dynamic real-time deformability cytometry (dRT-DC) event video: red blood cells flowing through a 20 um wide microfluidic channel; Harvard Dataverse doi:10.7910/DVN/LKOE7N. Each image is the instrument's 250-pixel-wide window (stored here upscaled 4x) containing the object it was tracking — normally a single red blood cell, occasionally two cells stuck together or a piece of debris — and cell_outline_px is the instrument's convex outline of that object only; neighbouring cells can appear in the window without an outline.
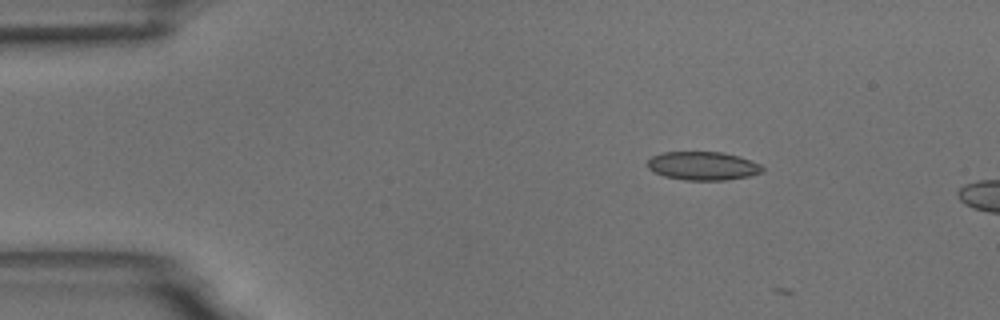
{"species": "common noctule bat (a hibernating species)", "species_latin": "Nyctalus noctula", "temperature_condition": "room temperature", "stored_images_in_passage": 2, "camera_frame_rate_fps": 3000, "um_per_image_px": 0.085, "animal": {"sex": "male", "body_mass_g": 18.8}, "frame": {"image": 1, "passage_image": 1, "time_ms": 0.0, "image_size_px": [1000, 320], "cell_outline_px": [[764, 172], [748, 176], [728, 180], [684, 180], [664, 176], [648, 168], [648, 160], [652, 156], [664, 152], [724, 152], [740, 156], [752, 160], [760, 164], [764, 168]], "centroid_in_image_um": [59.79, 14.1], "position_along_channel_um": 25.2, "area_um2": 19.19}}